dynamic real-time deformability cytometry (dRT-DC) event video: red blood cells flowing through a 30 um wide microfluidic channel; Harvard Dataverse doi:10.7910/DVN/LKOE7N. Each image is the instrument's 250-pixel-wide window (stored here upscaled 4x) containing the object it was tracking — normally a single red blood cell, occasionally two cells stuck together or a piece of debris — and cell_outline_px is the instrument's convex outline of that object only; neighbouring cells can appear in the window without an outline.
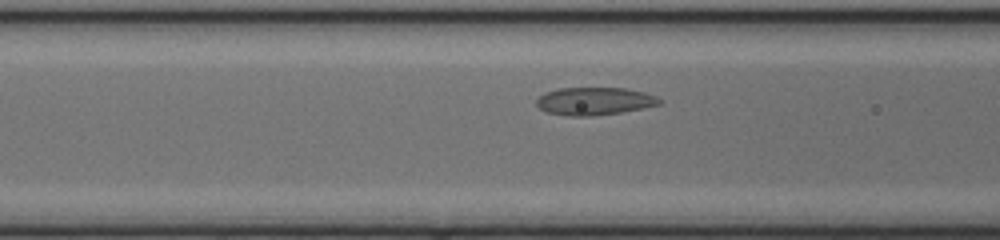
{"species": "common noctule bat (a hibernating species)", "species_latin": "Nyctalus noctula", "temperature_condition": "cold", "stored_images_in_passage": 33, "camera_frame_rate_fps": 3000, "um_per_image_px": 0.085, "animal": {"sex": "female", "body_mass_g": 17.0, "forearm_length_mm": 48.0}, "frame": {"image": 1, "passage_image": 10, "time_ms": 3.0, "image_size_px": [1000, 240], "cell_outline_px": [[660, 104], [644, 108], [620, 112], [588, 116], [572, 116], [548, 112], [540, 108], [536, 104], [536, 100], [544, 92], [560, 88], [624, 88], [644, 92], [656, 96], [660, 100]], "centroid_in_image_um": [50.52, 8.59], "position_along_channel_um": 116.1, "area_um2": 19.65}}
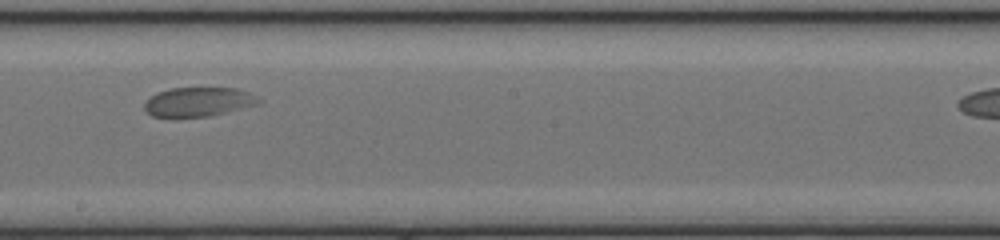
{"frame": {"image": 2, "passage_image": 19, "time_ms": 6.0, "image_size_px": [1000, 240], "cell_outline_px": [[260, 104], [208, 116], [152, 116], [144, 108], [144, 104], [152, 96], [160, 92], [172, 88], [236, 88], [260, 100]], "centroid_in_image_um": [16.85, 8.65], "position_along_channel_um": 231.3, "area_um2": 18.73}}
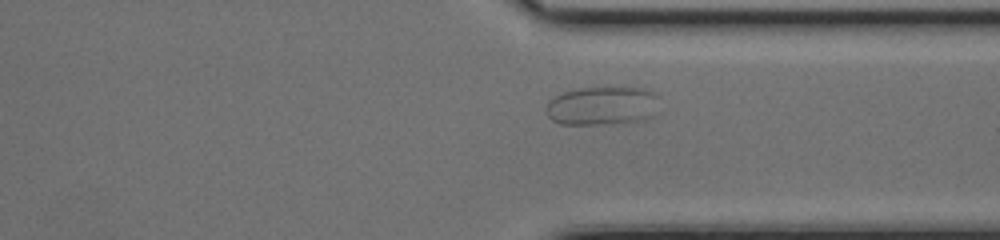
{"frame": {"image": 3, "passage_image": 29, "time_ms": 9.333, "image_size_px": [1000, 240], "cell_outline_px": [[656, 92], [648, 116], [644, 120], [604, 124], [560, 124], [552, 120], [548, 116], [548, 100], [564, 92], [580, 88], [608, 84], [644, 88]], "centroid_in_image_um": [51.11, 8.93], "position_along_channel_um": 360.3, "area_um2": 25.49}}